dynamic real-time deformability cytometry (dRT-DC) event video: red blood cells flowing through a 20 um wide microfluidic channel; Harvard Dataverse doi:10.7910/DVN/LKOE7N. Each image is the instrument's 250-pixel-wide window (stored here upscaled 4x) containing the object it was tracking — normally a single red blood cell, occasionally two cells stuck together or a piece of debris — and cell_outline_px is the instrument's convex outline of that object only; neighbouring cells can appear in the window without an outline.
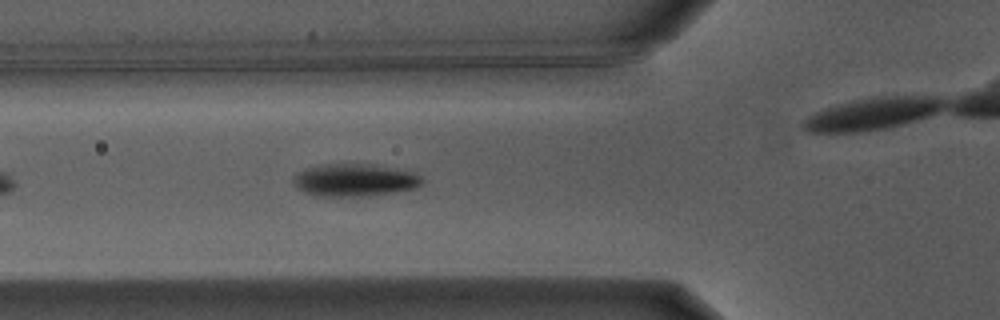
{"species": "Egyptian fruit bat (a non-hibernating species)", "species_latin": "Rousettus aegyptiacus", "temperature_condition": "warm", "stored_images_in_passage": 9, "camera_frame_rate_fps": 3000, "um_per_image_px": 0.085, "animal": {"sex": "male"}, "frame": {"image": 1, "passage_image": 3, "time_ms": 0.667, "image_size_px": [1000, 320], "cell_outline_px": [[424, 184], [416, 188], [376, 196], [316, 196], [304, 192], [296, 188], [292, 180], [304, 168], [320, 164], [372, 164], [416, 168], [424, 180]], "centroid_in_image_um": [30.31, 15.29], "position_along_channel_um": 95.5, "area_um2": 25.61}}